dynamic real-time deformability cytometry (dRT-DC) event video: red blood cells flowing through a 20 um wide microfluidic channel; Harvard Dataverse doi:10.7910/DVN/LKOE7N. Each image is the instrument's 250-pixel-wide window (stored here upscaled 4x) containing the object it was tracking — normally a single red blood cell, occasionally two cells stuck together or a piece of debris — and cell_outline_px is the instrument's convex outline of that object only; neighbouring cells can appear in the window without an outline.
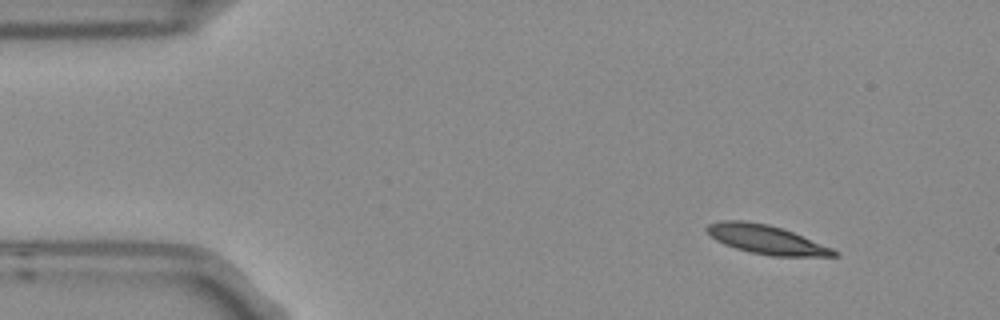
{"species": "Egyptian fruit bat (a non-hibernating species)", "species_latin": "Rousettus aegyptiacus", "temperature_condition": "room temperature", "stored_images_in_passage": 13, "camera_frame_rate_fps": 3000, "um_per_image_px": 0.085, "frame": {"image": 1, "passage_image": 1, "time_ms": 0.0, "image_size_px": [1000, 320], "cell_outline_px": [[840, 256], [772, 256], [752, 252], [736, 248], [724, 244], [716, 240], [704, 228], [708, 224], [720, 220], [744, 220], [768, 224], [792, 232], [832, 248], [840, 252]], "centroid_in_image_um": [65.13, 20.35], "position_along_channel_um": 19.9, "area_um2": 21.21}}
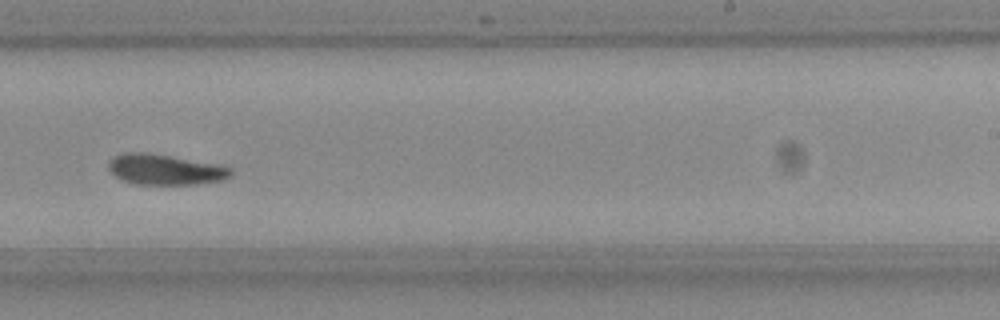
{"frame": {"image": 2, "passage_image": 8, "time_ms": 2.333, "image_size_px": [1000, 320], "cell_outline_px": [[232, 176], [220, 180], [196, 184], [136, 184], [120, 180], [108, 168], [108, 160], [124, 152], [144, 152], [216, 164], [232, 168]], "centroid_in_image_um": [14.0, 14.41], "position_along_channel_um": 275.0, "area_um2": 21.5}}
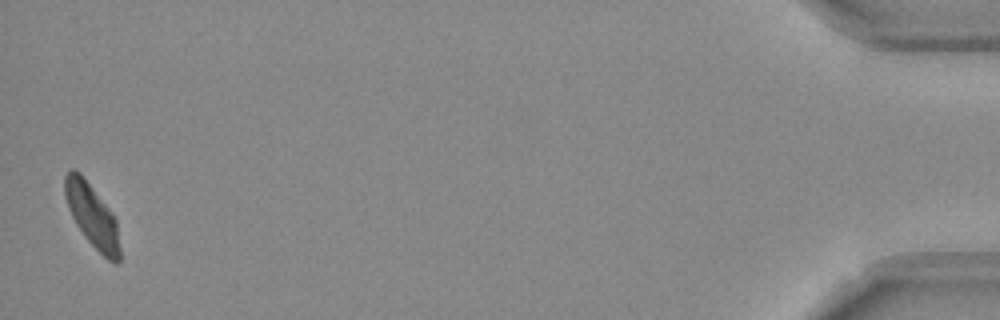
{"frame": {"image": 3, "passage_image": 13, "time_ms": 4.0, "image_size_px": [1000, 320], "cell_outline_px": [[120, 260], [116, 264], [108, 260], [84, 236], [76, 224], [68, 208], [64, 196], [64, 176], [72, 168], [80, 172], [116, 220], [120, 248]], "centroid_in_image_um": [7.81, 18.34], "position_along_channel_um": 427.4, "area_um2": 19.83}}